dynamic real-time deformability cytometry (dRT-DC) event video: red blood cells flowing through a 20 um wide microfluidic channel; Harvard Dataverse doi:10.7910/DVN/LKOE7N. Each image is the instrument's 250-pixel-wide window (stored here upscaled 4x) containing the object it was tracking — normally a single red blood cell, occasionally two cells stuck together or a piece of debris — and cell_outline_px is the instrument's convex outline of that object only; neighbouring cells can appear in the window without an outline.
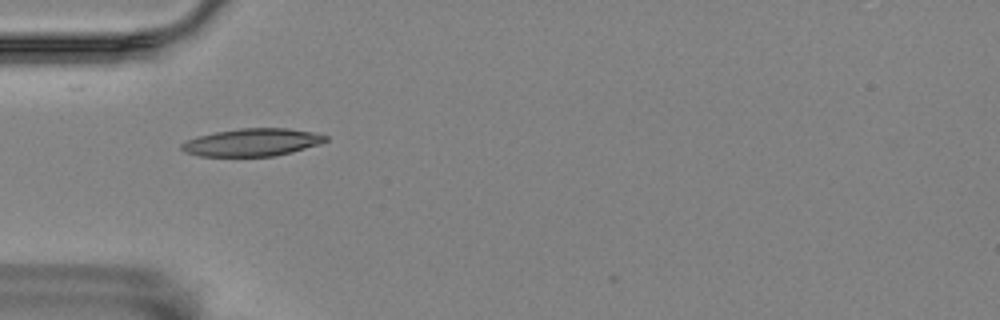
{"species": "Egyptian fruit bat (a non-hibernating species)", "species_latin": "Rousettus aegyptiacus", "temperature_condition": "room temperature", "stored_images_in_passage": 58, "camera_frame_rate_fps": 3000, "um_per_image_px": 0.085, "animal": {"sex": "female"}, "frame": {"image": 1, "passage_image": 18, "time_ms": 5.667, "image_size_px": [1000, 320], "cell_outline_px": [[328, 140], [320, 144], [292, 152], [272, 156], [200, 156], [188, 152], [180, 148], [180, 144], [196, 136], [216, 132], [240, 128], [288, 128], [312, 132], [328, 136]], "centroid_in_image_um": [21.46, 12.09], "position_along_channel_um": 63.5, "area_um2": 23.06}}
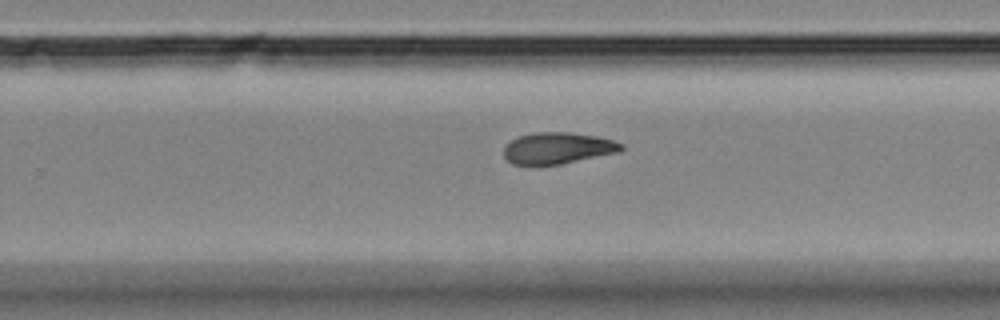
{"frame": {"image": 2, "passage_image": 37, "time_ms": 12.0, "image_size_px": [1000, 320], "cell_outline_px": [[624, 148], [620, 152], [560, 164], [528, 168], [512, 164], [504, 156], [504, 148], [512, 140], [520, 136], [532, 132], [572, 132], [596, 136], [612, 140], [624, 144]], "centroid_in_image_um": [47.38, 12.62], "position_along_channel_um": 282.4, "area_um2": 22.08}}
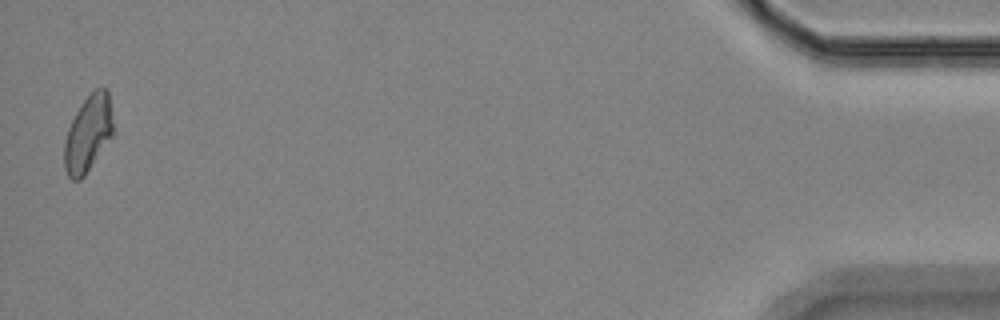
{"frame": {"image": 3, "passage_image": 57, "time_ms": 18.667, "image_size_px": [1000, 320], "cell_outline_px": [[116, 132], [84, 176], [80, 180], [72, 180], [68, 176], [64, 168], [64, 144], [68, 128], [76, 112], [84, 100], [96, 88], [104, 88], [108, 92]], "centroid_in_image_um": [7.52, 11.38], "position_along_channel_um": 427.7, "area_um2": 21.96}, "authors_computed_cell_mechanics": {"area_um2": 21.7906, "velocity_mm_per_s": 3.4712, "shape_relaxation_time_tau1_ms": null, "shape_relaxation_time_tau2_ms": 6.1689, "deformation_change_tau1": null, "deformation_change_tau2": 0.1241}}